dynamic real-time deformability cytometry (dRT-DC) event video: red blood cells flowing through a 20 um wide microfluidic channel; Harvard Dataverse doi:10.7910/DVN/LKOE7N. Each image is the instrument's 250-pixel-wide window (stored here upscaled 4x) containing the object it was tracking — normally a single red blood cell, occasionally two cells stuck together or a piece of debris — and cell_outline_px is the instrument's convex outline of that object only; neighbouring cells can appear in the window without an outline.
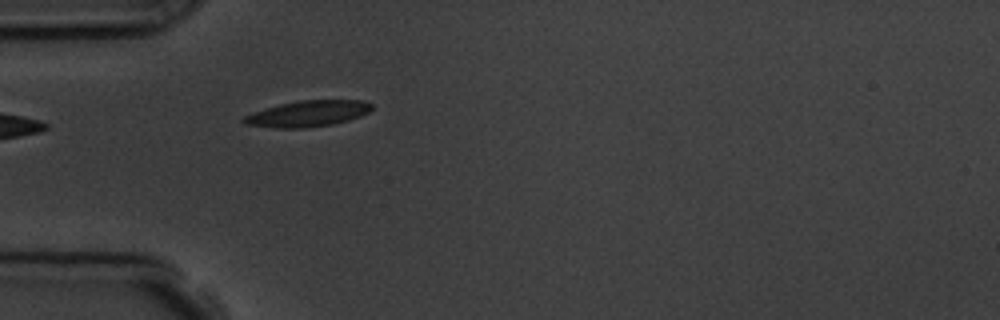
{"species": "common noctule bat (a hibernating species)", "species_latin": "Nyctalus noctula", "temperature_condition": "room temperature", "stored_images_in_passage": 5, "camera_frame_rate_fps": 3000, "um_per_image_px": 0.085, "animal": {"sex": "male", "body_mass_g": 19.5, "forearm_length_mm": 54.6}, "frame": {"image": 1, "passage_image": 5, "time_ms": 4.667, "image_size_px": [1000, 320], "cell_outline_px": [[372, 108], [368, 112], [360, 116], [348, 120], [332, 124], [304, 128], [276, 128], [244, 124], [240, 120], [244, 116], [252, 112], [264, 108], [280, 104], [300, 100], [364, 100], [372, 104]], "centroid_in_image_um": [26.13, 9.66], "position_along_channel_um": 58.9, "area_um2": 19.48}}